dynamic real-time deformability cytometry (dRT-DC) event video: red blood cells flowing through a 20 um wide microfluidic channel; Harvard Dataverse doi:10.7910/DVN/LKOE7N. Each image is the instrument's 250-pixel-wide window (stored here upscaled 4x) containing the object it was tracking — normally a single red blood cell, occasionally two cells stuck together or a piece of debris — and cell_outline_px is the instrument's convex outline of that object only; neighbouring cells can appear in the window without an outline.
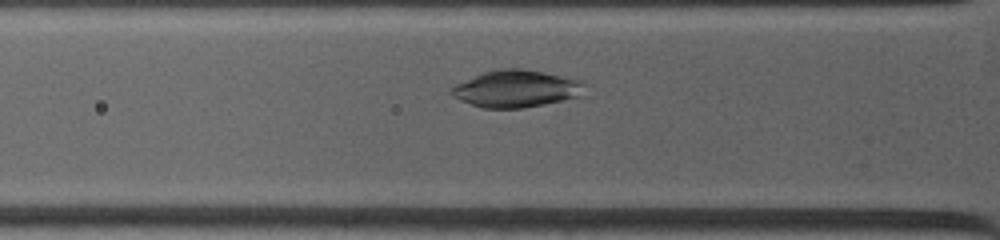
{"species": "common noctule bat (a hibernating species)", "species_latin": "Nyctalus noctula", "temperature_condition": "warm", "stored_images_in_passage": 10, "camera_frame_rate_fps": 4500, "um_per_image_px": 0.085, "animal": {"sex": "female", "body_mass_g": 19.0, "forearm_length_mm": 53.3}, "frame": {"image": 1, "passage_image": 7, "time_ms": 2.667, "image_size_px": [1000, 240], "cell_outline_px": [[584, 96], [564, 100], [520, 108], [484, 108], [460, 100], [452, 96], [448, 92], [456, 84], [484, 72], [500, 68], [524, 68], [584, 80]], "centroid_in_image_um": [43.92, 7.53], "position_along_channel_um": 81.9, "area_um2": 28.9}}
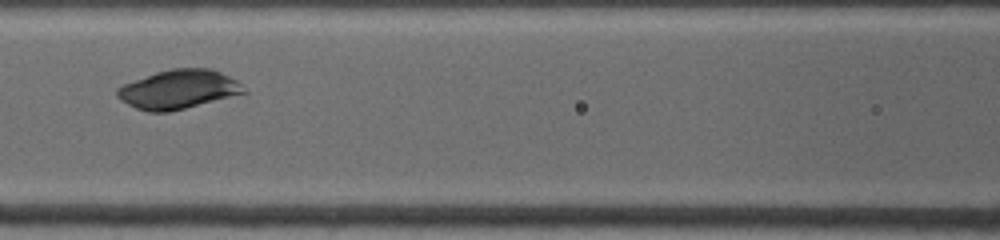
{"frame": {"image": 2, "passage_image": 9, "time_ms": 4.444, "image_size_px": [1000, 240], "cell_outline_px": [[248, 92], [168, 112], [148, 112], [136, 108], [120, 100], [116, 96], [116, 88], [124, 84], [156, 72], [172, 68], [208, 68], [220, 72], [236, 80]], "centroid_in_image_um": [15.13, 7.59], "position_along_channel_um": 151.5, "area_um2": 28.44}}